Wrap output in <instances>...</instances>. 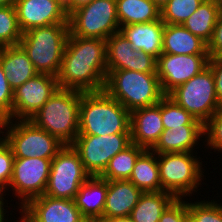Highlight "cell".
<instances>
[{
  "label": "cell",
  "mask_w": 222,
  "mask_h": 222,
  "mask_svg": "<svg viewBox=\"0 0 222 222\" xmlns=\"http://www.w3.org/2000/svg\"><path fill=\"white\" fill-rule=\"evenodd\" d=\"M106 40L69 33L57 75L59 88L81 92L104 90L107 76Z\"/></svg>",
  "instance_id": "1"
},
{
  "label": "cell",
  "mask_w": 222,
  "mask_h": 222,
  "mask_svg": "<svg viewBox=\"0 0 222 222\" xmlns=\"http://www.w3.org/2000/svg\"><path fill=\"white\" fill-rule=\"evenodd\" d=\"M131 112L104 90L81 92L79 134H130Z\"/></svg>",
  "instance_id": "2"
},
{
  "label": "cell",
  "mask_w": 222,
  "mask_h": 222,
  "mask_svg": "<svg viewBox=\"0 0 222 222\" xmlns=\"http://www.w3.org/2000/svg\"><path fill=\"white\" fill-rule=\"evenodd\" d=\"M80 102L81 91L58 88L29 120L64 145H72L79 134Z\"/></svg>",
  "instance_id": "3"
},
{
  "label": "cell",
  "mask_w": 222,
  "mask_h": 222,
  "mask_svg": "<svg viewBox=\"0 0 222 222\" xmlns=\"http://www.w3.org/2000/svg\"><path fill=\"white\" fill-rule=\"evenodd\" d=\"M104 91L128 111L156 105L165 95L157 73L107 70Z\"/></svg>",
  "instance_id": "4"
},
{
  "label": "cell",
  "mask_w": 222,
  "mask_h": 222,
  "mask_svg": "<svg viewBox=\"0 0 222 222\" xmlns=\"http://www.w3.org/2000/svg\"><path fill=\"white\" fill-rule=\"evenodd\" d=\"M68 36V23L34 27L23 33L18 45L38 73L57 77Z\"/></svg>",
  "instance_id": "5"
},
{
  "label": "cell",
  "mask_w": 222,
  "mask_h": 222,
  "mask_svg": "<svg viewBox=\"0 0 222 222\" xmlns=\"http://www.w3.org/2000/svg\"><path fill=\"white\" fill-rule=\"evenodd\" d=\"M193 155L191 152L157 154L161 191L172 194L176 199L196 194L205 175L203 161Z\"/></svg>",
  "instance_id": "6"
},
{
  "label": "cell",
  "mask_w": 222,
  "mask_h": 222,
  "mask_svg": "<svg viewBox=\"0 0 222 222\" xmlns=\"http://www.w3.org/2000/svg\"><path fill=\"white\" fill-rule=\"evenodd\" d=\"M4 131L14 158L53 159L65 146L30 120H7Z\"/></svg>",
  "instance_id": "7"
},
{
  "label": "cell",
  "mask_w": 222,
  "mask_h": 222,
  "mask_svg": "<svg viewBox=\"0 0 222 222\" xmlns=\"http://www.w3.org/2000/svg\"><path fill=\"white\" fill-rule=\"evenodd\" d=\"M167 96L203 125L222 107L217 100L213 72L209 66Z\"/></svg>",
  "instance_id": "8"
},
{
  "label": "cell",
  "mask_w": 222,
  "mask_h": 222,
  "mask_svg": "<svg viewBox=\"0 0 222 222\" xmlns=\"http://www.w3.org/2000/svg\"><path fill=\"white\" fill-rule=\"evenodd\" d=\"M68 24L73 36L107 40L120 28L116 0H93L72 12Z\"/></svg>",
  "instance_id": "9"
},
{
  "label": "cell",
  "mask_w": 222,
  "mask_h": 222,
  "mask_svg": "<svg viewBox=\"0 0 222 222\" xmlns=\"http://www.w3.org/2000/svg\"><path fill=\"white\" fill-rule=\"evenodd\" d=\"M91 175L85 170L79 153L72 145H65L52 159L44 195L74 200L80 186Z\"/></svg>",
  "instance_id": "10"
},
{
  "label": "cell",
  "mask_w": 222,
  "mask_h": 222,
  "mask_svg": "<svg viewBox=\"0 0 222 222\" xmlns=\"http://www.w3.org/2000/svg\"><path fill=\"white\" fill-rule=\"evenodd\" d=\"M52 159L14 158L12 177L8 189L18 197V209H22L31 199L44 195L51 170Z\"/></svg>",
  "instance_id": "11"
},
{
  "label": "cell",
  "mask_w": 222,
  "mask_h": 222,
  "mask_svg": "<svg viewBox=\"0 0 222 222\" xmlns=\"http://www.w3.org/2000/svg\"><path fill=\"white\" fill-rule=\"evenodd\" d=\"M130 144V134L77 135L72 147L79 153L85 170L91 176H100L109 161Z\"/></svg>",
  "instance_id": "12"
},
{
  "label": "cell",
  "mask_w": 222,
  "mask_h": 222,
  "mask_svg": "<svg viewBox=\"0 0 222 222\" xmlns=\"http://www.w3.org/2000/svg\"><path fill=\"white\" fill-rule=\"evenodd\" d=\"M209 58V54L162 53L157 58L156 73L164 95L199 74L208 66Z\"/></svg>",
  "instance_id": "13"
},
{
  "label": "cell",
  "mask_w": 222,
  "mask_h": 222,
  "mask_svg": "<svg viewBox=\"0 0 222 222\" xmlns=\"http://www.w3.org/2000/svg\"><path fill=\"white\" fill-rule=\"evenodd\" d=\"M59 88L57 77L38 73L13 90L12 120H29Z\"/></svg>",
  "instance_id": "14"
},
{
  "label": "cell",
  "mask_w": 222,
  "mask_h": 222,
  "mask_svg": "<svg viewBox=\"0 0 222 222\" xmlns=\"http://www.w3.org/2000/svg\"><path fill=\"white\" fill-rule=\"evenodd\" d=\"M20 222H89L72 199L53 198L48 195L31 199L19 210Z\"/></svg>",
  "instance_id": "15"
},
{
  "label": "cell",
  "mask_w": 222,
  "mask_h": 222,
  "mask_svg": "<svg viewBox=\"0 0 222 222\" xmlns=\"http://www.w3.org/2000/svg\"><path fill=\"white\" fill-rule=\"evenodd\" d=\"M107 70H132L156 73L157 59L142 50L134 49L120 33H114L106 40Z\"/></svg>",
  "instance_id": "16"
},
{
  "label": "cell",
  "mask_w": 222,
  "mask_h": 222,
  "mask_svg": "<svg viewBox=\"0 0 222 222\" xmlns=\"http://www.w3.org/2000/svg\"><path fill=\"white\" fill-rule=\"evenodd\" d=\"M65 0H15L18 23L24 33L34 27L68 23Z\"/></svg>",
  "instance_id": "17"
},
{
  "label": "cell",
  "mask_w": 222,
  "mask_h": 222,
  "mask_svg": "<svg viewBox=\"0 0 222 222\" xmlns=\"http://www.w3.org/2000/svg\"><path fill=\"white\" fill-rule=\"evenodd\" d=\"M163 131L161 100L156 105L131 111V143L151 150Z\"/></svg>",
  "instance_id": "18"
},
{
  "label": "cell",
  "mask_w": 222,
  "mask_h": 222,
  "mask_svg": "<svg viewBox=\"0 0 222 222\" xmlns=\"http://www.w3.org/2000/svg\"><path fill=\"white\" fill-rule=\"evenodd\" d=\"M165 23L161 20L120 26L119 32L132 47L152 55L156 59L162 54Z\"/></svg>",
  "instance_id": "19"
},
{
  "label": "cell",
  "mask_w": 222,
  "mask_h": 222,
  "mask_svg": "<svg viewBox=\"0 0 222 222\" xmlns=\"http://www.w3.org/2000/svg\"><path fill=\"white\" fill-rule=\"evenodd\" d=\"M142 193L130 180L107 181L103 217L130 216Z\"/></svg>",
  "instance_id": "20"
},
{
  "label": "cell",
  "mask_w": 222,
  "mask_h": 222,
  "mask_svg": "<svg viewBox=\"0 0 222 222\" xmlns=\"http://www.w3.org/2000/svg\"><path fill=\"white\" fill-rule=\"evenodd\" d=\"M204 125H182V127L164 129L155 146L151 149L157 154L191 152L204 140ZM194 150V151H193Z\"/></svg>",
  "instance_id": "21"
},
{
  "label": "cell",
  "mask_w": 222,
  "mask_h": 222,
  "mask_svg": "<svg viewBox=\"0 0 222 222\" xmlns=\"http://www.w3.org/2000/svg\"><path fill=\"white\" fill-rule=\"evenodd\" d=\"M106 194L107 180L100 176H91L80 186L74 201L86 220L97 222L103 218Z\"/></svg>",
  "instance_id": "22"
},
{
  "label": "cell",
  "mask_w": 222,
  "mask_h": 222,
  "mask_svg": "<svg viewBox=\"0 0 222 222\" xmlns=\"http://www.w3.org/2000/svg\"><path fill=\"white\" fill-rule=\"evenodd\" d=\"M0 64L13 90L38 74L19 45L0 48Z\"/></svg>",
  "instance_id": "23"
},
{
  "label": "cell",
  "mask_w": 222,
  "mask_h": 222,
  "mask_svg": "<svg viewBox=\"0 0 222 222\" xmlns=\"http://www.w3.org/2000/svg\"><path fill=\"white\" fill-rule=\"evenodd\" d=\"M162 53L177 55L209 54L208 44L183 25L165 24Z\"/></svg>",
  "instance_id": "24"
},
{
  "label": "cell",
  "mask_w": 222,
  "mask_h": 222,
  "mask_svg": "<svg viewBox=\"0 0 222 222\" xmlns=\"http://www.w3.org/2000/svg\"><path fill=\"white\" fill-rule=\"evenodd\" d=\"M129 180L142 192L161 191L157 153L145 149L136 160Z\"/></svg>",
  "instance_id": "25"
},
{
  "label": "cell",
  "mask_w": 222,
  "mask_h": 222,
  "mask_svg": "<svg viewBox=\"0 0 222 222\" xmlns=\"http://www.w3.org/2000/svg\"><path fill=\"white\" fill-rule=\"evenodd\" d=\"M120 26L149 23L161 18V11L151 0H116Z\"/></svg>",
  "instance_id": "26"
},
{
  "label": "cell",
  "mask_w": 222,
  "mask_h": 222,
  "mask_svg": "<svg viewBox=\"0 0 222 222\" xmlns=\"http://www.w3.org/2000/svg\"><path fill=\"white\" fill-rule=\"evenodd\" d=\"M175 199L165 191L143 192L130 217L133 222H158L162 213Z\"/></svg>",
  "instance_id": "27"
},
{
  "label": "cell",
  "mask_w": 222,
  "mask_h": 222,
  "mask_svg": "<svg viewBox=\"0 0 222 222\" xmlns=\"http://www.w3.org/2000/svg\"><path fill=\"white\" fill-rule=\"evenodd\" d=\"M219 13L218 6L212 0H204L182 25L208 44L213 37Z\"/></svg>",
  "instance_id": "28"
},
{
  "label": "cell",
  "mask_w": 222,
  "mask_h": 222,
  "mask_svg": "<svg viewBox=\"0 0 222 222\" xmlns=\"http://www.w3.org/2000/svg\"><path fill=\"white\" fill-rule=\"evenodd\" d=\"M145 149L131 143L123 151L117 153L110 161L101 178L111 180H129L139 155Z\"/></svg>",
  "instance_id": "29"
},
{
  "label": "cell",
  "mask_w": 222,
  "mask_h": 222,
  "mask_svg": "<svg viewBox=\"0 0 222 222\" xmlns=\"http://www.w3.org/2000/svg\"><path fill=\"white\" fill-rule=\"evenodd\" d=\"M22 35L15 6H0V48L18 45Z\"/></svg>",
  "instance_id": "30"
},
{
  "label": "cell",
  "mask_w": 222,
  "mask_h": 222,
  "mask_svg": "<svg viewBox=\"0 0 222 222\" xmlns=\"http://www.w3.org/2000/svg\"><path fill=\"white\" fill-rule=\"evenodd\" d=\"M161 117L164 129L171 130L182 125H203L167 95L161 99Z\"/></svg>",
  "instance_id": "31"
},
{
  "label": "cell",
  "mask_w": 222,
  "mask_h": 222,
  "mask_svg": "<svg viewBox=\"0 0 222 222\" xmlns=\"http://www.w3.org/2000/svg\"><path fill=\"white\" fill-rule=\"evenodd\" d=\"M204 0H169L161 9L165 24L182 25Z\"/></svg>",
  "instance_id": "32"
},
{
  "label": "cell",
  "mask_w": 222,
  "mask_h": 222,
  "mask_svg": "<svg viewBox=\"0 0 222 222\" xmlns=\"http://www.w3.org/2000/svg\"><path fill=\"white\" fill-rule=\"evenodd\" d=\"M188 212L195 222H222V205L218 201H194L189 203Z\"/></svg>",
  "instance_id": "33"
},
{
  "label": "cell",
  "mask_w": 222,
  "mask_h": 222,
  "mask_svg": "<svg viewBox=\"0 0 222 222\" xmlns=\"http://www.w3.org/2000/svg\"><path fill=\"white\" fill-rule=\"evenodd\" d=\"M206 146L214 152H222V107L204 125Z\"/></svg>",
  "instance_id": "34"
},
{
  "label": "cell",
  "mask_w": 222,
  "mask_h": 222,
  "mask_svg": "<svg viewBox=\"0 0 222 222\" xmlns=\"http://www.w3.org/2000/svg\"><path fill=\"white\" fill-rule=\"evenodd\" d=\"M13 89L0 64V117L12 120Z\"/></svg>",
  "instance_id": "35"
},
{
  "label": "cell",
  "mask_w": 222,
  "mask_h": 222,
  "mask_svg": "<svg viewBox=\"0 0 222 222\" xmlns=\"http://www.w3.org/2000/svg\"><path fill=\"white\" fill-rule=\"evenodd\" d=\"M14 155L11 148L4 142L0 146V189L6 190L9 186L12 170H13Z\"/></svg>",
  "instance_id": "36"
},
{
  "label": "cell",
  "mask_w": 222,
  "mask_h": 222,
  "mask_svg": "<svg viewBox=\"0 0 222 222\" xmlns=\"http://www.w3.org/2000/svg\"><path fill=\"white\" fill-rule=\"evenodd\" d=\"M189 216L187 201L175 199L162 213L158 222H184Z\"/></svg>",
  "instance_id": "37"
},
{
  "label": "cell",
  "mask_w": 222,
  "mask_h": 222,
  "mask_svg": "<svg viewBox=\"0 0 222 222\" xmlns=\"http://www.w3.org/2000/svg\"><path fill=\"white\" fill-rule=\"evenodd\" d=\"M208 53L210 57H222V11L219 13L213 37L208 43Z\"/></svg>",
  "instance_id": "38"
},
{
  "label": "cell",
  "mask_w": 222,
  "mask_h": 222,
  "mask_svg": "<svg viewBox=\"0 0 222 222\" xmlns=\"http://www.w3.org/2000/svg\"><path fill=\"white\" fill-rule=\"evenodd\" d=\"M208 66L213 72L217 100L222 106V57H210Z\"/></svg>",
  "instance_id": "39"
},
{
  "label": "cell",
  "mask_w": 222,
  "mask_h": 222,
  "mask_svg": "<svg viewBox=\"0 0 222 222\" xmlns=\"http://www.w3.org/2000/svg\"><path fill=\"white\" fill-rule=\"evenodd\" d=\"M93 0H65L64 9L67 16L77 9L89 4Z\"/></svg>",
  "instance_id": "40"
},
{
  "label": "cell",
  "mask_w": 222,
  "mask_h": 222,
  "mask_svg": "<svg viewBox=\"0 0 222 222\" xmlns=\"http://www.w3.org/2000/svg\"><path fill=\"white\" fill-rule=\"evenodd\" d=\"M6 191L5 190H2V189H0V222H6L7 220H8V217H6V216H9V214L8 215H6V213H8L6 210L7 209H4L5 207H8V206H5L4 204H5V202H4V200H5V196H6V193H5ZM5 193V194H4ZM4 196V197H3ZM5 210V211H4ZM7 218V219H6Z\"/></svg>",
  "instance_id": "41"
},
{
  "label": "cell",
  "mask_w": 222,
  "mask_h": 222,
  "mask_svg": "<svg viewBox=\"0 0 222 222\" xmlns=\"http://www.w3.org/2000/svg\"><path fill=\"white\" fill-rule=\"evenodd\" d=\"M97 222H133V221L130 216H126V217H113V218L103 217Z\"/></svg>",
  "instance_id": "42"
},
{
  "label": "cell",
  "mask_w": 222,
  "mask_h": 222,
  "mask_svg": "<svg viewBox=\"0 0 222 222\" xmlns=\"http://www.w3.org/2000/svg\"><path fill=\"white\" fill-rule=\"evenodd\" d=\"M6 124H7V119L0 117V146L5 142V136H4L5 132L3 130H5Z\"/></svg>",
  "instance_id": "43"
},
{
  "label": "cell",
  "mask_w": 222,
  "mask_h": 222,
  "mask_svg": "<svg viewBox=\"0 0 222 222\" xmlns=\"http://www.w3.org/2000/svg\"><path fill=\"white\" fill-rule=\"evenodd\" d=\"M158 8H162L169 0H151Z\"/></svg>",
  "instance_id": "44"
},
{
  "label": "cell",
  "mask_w": 222,
  "mask_h": 222,
  "mask_svg": "<svg viewBox=\"0 0 222 222\" xmlns=\"http://www.w3.org/2000/svg\"><path fill=\"white\" fill-rule=\"evenodd\" d=\"M15 0H0V6L14 5Z\"/></svg>",
  "instance_id": "45"
},
{
  "label": "cell",
  "mask_w": 222,
  "mask_h": 222,
  "mask_svg": "<svg viewBox=\"0 0 222 222\" xmlns=\"http://www.w3.org/2000/svg\"><path fill=\"white\" fill-rule=\"evenodd\" d=\"M217 6L220 12L222 11V0H212Z\"/></svg>",
  "instance_id": "46"
},
{
  "label": "cell",
  "mask_w": 222,
  "mask_h": 222,
  "mask_svg": "<svg viewBox=\"0 0 222 222\" xmlns=\"http://www.w3.org/2000/svg\"><path fill=\"white\" fill-rule=\"evenodd\" d=\"M184 222H195L194 219L189 215Z\"/></svg>",
  "instance_id": "47"
}]
</instances>
